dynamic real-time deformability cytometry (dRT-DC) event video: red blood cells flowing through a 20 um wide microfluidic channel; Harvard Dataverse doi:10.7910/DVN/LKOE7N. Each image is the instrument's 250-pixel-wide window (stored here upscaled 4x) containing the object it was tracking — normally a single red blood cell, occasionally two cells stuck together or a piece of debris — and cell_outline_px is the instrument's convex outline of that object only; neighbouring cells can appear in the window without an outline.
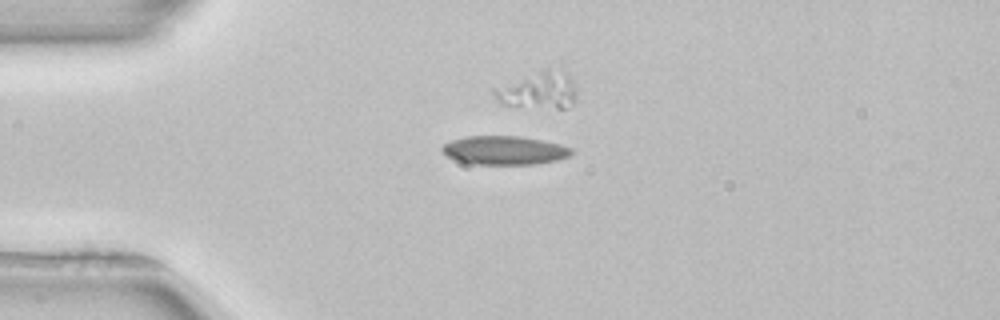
{"species": "common noctule bat (a hibernating species)", "species_latin": "Nyctalus noctula", "temperature_condition": "room temperature", "stored_images_in_passage": 41, "camera_frame_rate_fps": 3000, "um_per_image_px": 0.085, "animal": {"sex": "female", "body_mass_g": 22.7, "forearm_length_mm": 54.2}, "frame": {"image": 1, "passage_image": 1, "time_ms": 0.0, "image_size_px": [1000, 320], "cell_outline_px": [[572, 152], [568, 156], [556, 160], [536, 164], [472, 164], [456, 160], [448, 156], [440, 148], [444, 144], [452, 140], [464, 136], [520, 136], [560, 144], [572, 148]], "centroid_in_image_um": [42.85, 12.77], "position_along_channel_um": 42.1, "area_um2": 21.5}}
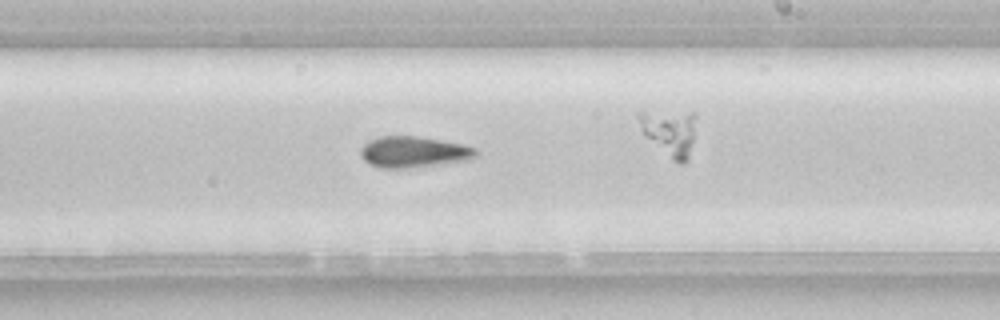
{"frame": {"image": 2, "passage_image": 19, "time_ms": 6.0, "image_size_px": [1000, 320], "cell_outline_px": [[476, 156], [472, 160], [408, 168], [380, 168], [364, 160], [360, 152], [360, 148], [368, 140], [380, 136], [416, 136], [464, 144], [476, 148]], "centroid_in_image_um": [35.17, 12.91], "position_along_channel_um": 253.8, "area_um2": 20.98}}
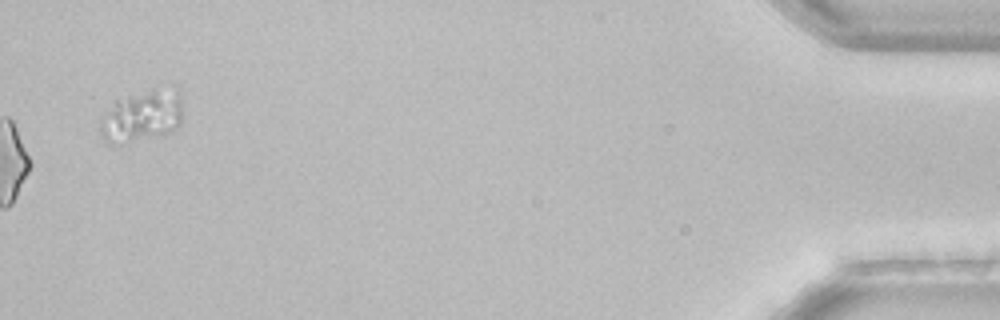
{"frame": {"image": 3, "passage_image": 41, "time_ms": 13.333, "image_size_px": [1000, 320], "cell_outline_px": [[184, 116], [180, 124], [172, 132], [160, 136], [116, 144], [108, 144], [100, 136], [96, 128], [100, 120], [116, 100], [152, 88], [180, 88]], "centroid_in_image_um": [12.1, 9.87], "position_along_channel_um": 423.1, "area_um2": 25.72}, "authors_computed_cell_mechanics": {"area_um2": 20.9236, "velocity_mm_per_s": 3.9528, "shape_relaxation_time_tau1_ms": 7.4307, "shape_relaxation_time_tau2_ms": null, "deformation_change_tau1": 0.12, "deformation_change_tau2": null}}